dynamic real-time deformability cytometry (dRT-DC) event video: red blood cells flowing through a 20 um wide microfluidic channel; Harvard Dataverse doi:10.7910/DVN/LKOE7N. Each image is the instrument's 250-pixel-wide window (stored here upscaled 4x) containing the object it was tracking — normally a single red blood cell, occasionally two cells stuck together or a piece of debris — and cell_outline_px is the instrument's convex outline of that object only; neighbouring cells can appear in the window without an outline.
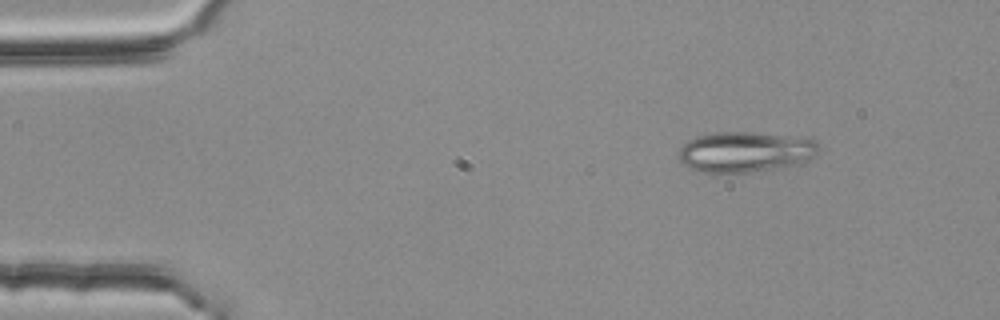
{"species": "common noctule bat (a hibernating species)", "species_latin": "Nyctalus noctula", "temperature_condition": "room temperature", "stored_images_in_passage": 4, "segment_of_instrument_passage": [1, 2], "camera_frame_rate_fps": 3000, "um_per_image_px": 0.085, "animal": {"sex": "female", "body_mass_g": 25.1}, "frame": {"image": 1, "passage_image": 2, "time_ms": 0.333, "image_size_px": [1000, 320], "cell_outline_px": [[820, 148], [812, 156], [804, 160], [784, 168], [720, 176], [712, 176], [688, 168], [676, 156], [680, 148], [688, 140], [696, 136], [712, 132], [752, 132], [808, 136], [816, 140], [820, 144]], "centroid_in_image_um": [63.31, 12.93], "position_along_channel_um": 21.7, "area_um2": 34.56}}